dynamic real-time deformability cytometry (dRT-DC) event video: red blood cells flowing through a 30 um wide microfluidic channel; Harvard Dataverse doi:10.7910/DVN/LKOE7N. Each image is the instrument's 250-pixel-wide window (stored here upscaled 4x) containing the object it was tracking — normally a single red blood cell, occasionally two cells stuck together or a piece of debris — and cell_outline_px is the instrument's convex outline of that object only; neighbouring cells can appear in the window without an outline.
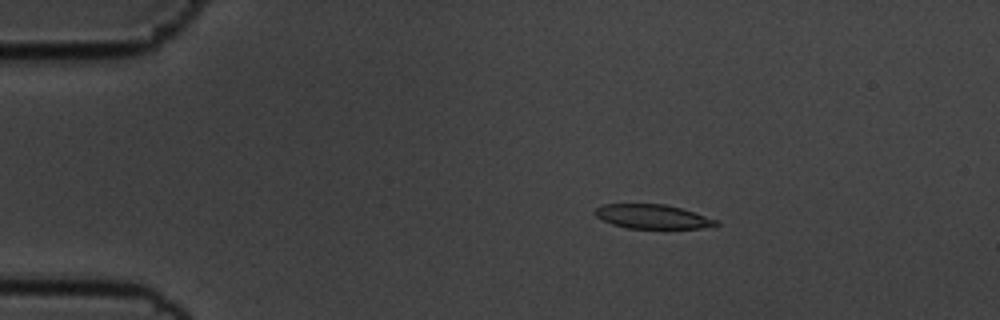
{"species": "common noctule bat (a hibernating species)", "species_latin": "Nyctalus noctula", "temperature_condition": "cold", "stored_images_in_passage": 34, "camera_frame_rate_fps": 3000, "um_per_image_px": 0.085, "animal": {"sex": "male", "body_mass_g": 19.5, "forearm_length_mm": 54.6}, "frame": {"image": 1, "passage_image": 1, "time_ms": 0.0, "image_size_px": [1000, 320], "cell_outline_px": [[720, 224], [700, 228], [628, 228], [612, 224], [596, 216], [592, 212], [596, 208], [604, 204], [664, 204], [680, 208], [716, 220]], "centroid_in_image_um": [55.4, 18.4], "position_along_channel_um": 29.6, "area_um2": 16.7}}
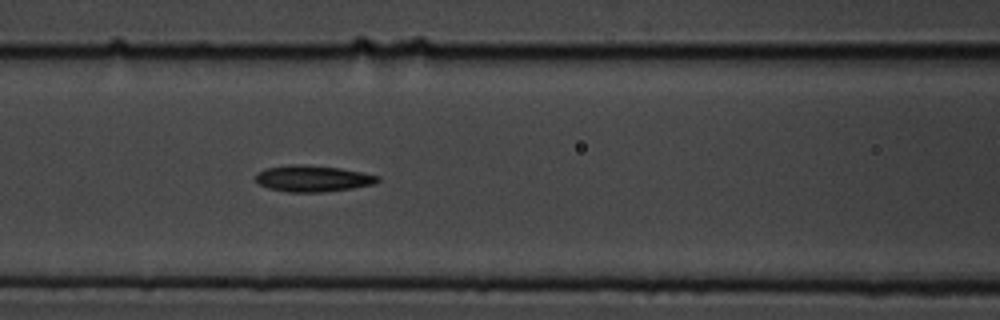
{"frame": {"image": 2, "passage_image": 15, "time_ms": 4.667, "image_size_px": [1000, 320], "cell_outline_px": [[380, 180], [372, 184], [352, 188], [324, 192], [288, 192], [268, 188], [260, 184], [256, 180], [256, 172], [264, 168], [288, 164], [300, 164], [340, 168], [380, 176]], "centroid_in_image_um": [26.54, 15.17], "position_along_channel_um": 140.1, "area_um2": 18.73}}
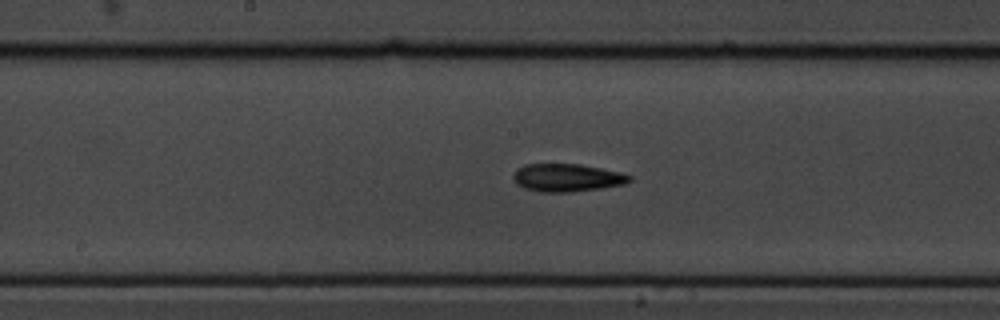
{"frame": {"image": 3, "passage_image": 20, "time_ms": 6.333, "image_size_px": [1000, 320], "cell_outline_px": [[632, 180], [624, 184], [600, 188], [568, 192], [540, 192], [524, 188], [516, 184], [512, 176], [516, 168], [524, 164], [580, 164], [600, 168], [632, 176]], "centroid_in_image_um": [48.13, 15.1], "position_along_channel_um": 200.1, "area_um2": 18.79}}